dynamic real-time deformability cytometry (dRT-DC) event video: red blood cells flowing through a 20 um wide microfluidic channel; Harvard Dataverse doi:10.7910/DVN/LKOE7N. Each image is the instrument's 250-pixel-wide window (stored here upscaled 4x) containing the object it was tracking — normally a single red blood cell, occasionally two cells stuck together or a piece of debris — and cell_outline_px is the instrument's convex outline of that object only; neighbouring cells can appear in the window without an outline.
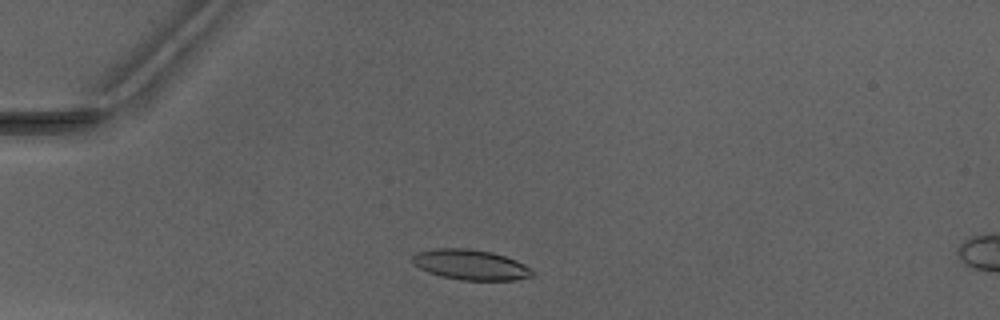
{"species": "Egyptian fruit bat (a non-hibernating species)", "species_latin": "Rousettus aegyptiacus", "temperature_condition": "warm", "stored_images_in_passage": 2, "camera_frame_rate_fps": 3000, "um_per_image_px": 0.085, "animal": {"sex": "male"}, "frame": {"image": 1, "passage_image": 1, "time_ms": 0.0, "image_size_px": [1000, 320], "cell_outline_px": [[532, 276], [516, 280], [460, 280], [440, 276], [428, 272], [412, 264], [412, 256], [416, 252], [436, 248], [468, 248], [492, 252], [516, 260], [532, 268]], "centroid_in_image_um": [39.98, 22.5], "position_along_channel_um": 45.0, "area_um2": 21.27}}